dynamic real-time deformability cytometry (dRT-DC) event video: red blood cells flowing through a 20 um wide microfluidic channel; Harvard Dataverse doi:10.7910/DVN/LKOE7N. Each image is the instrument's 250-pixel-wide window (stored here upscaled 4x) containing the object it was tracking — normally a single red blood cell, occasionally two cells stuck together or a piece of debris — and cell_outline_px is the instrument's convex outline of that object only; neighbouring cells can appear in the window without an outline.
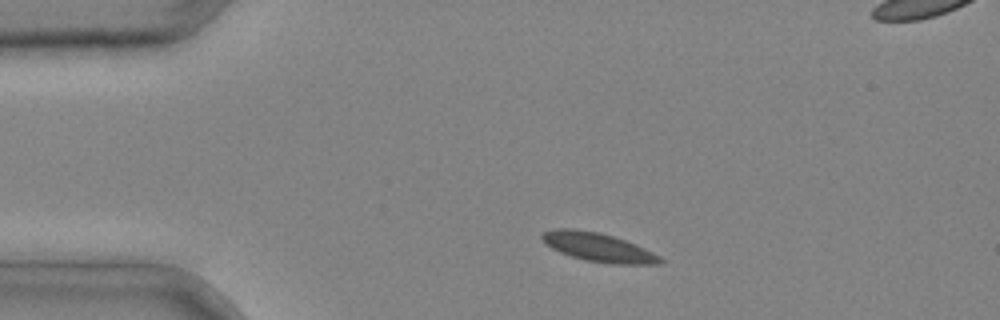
{"species": "common noctule bat (a hibernating species)", "species_latin": "Nyctalus noctula", "temperature_condition": "cold", "stored_images_in_passage": 4, "segment_of_instrument_passage": [1, 2], "camera_frame_rate_fps": 3000, "um_per_image_px": 0.085, "animal": {"sex": "male", "body_mass_g": 20.4}, "frame": {"image": 1, "passage_image": 2, "time_ms": 0.333, "image_size_px": [1000, 320], "cell_outline_px": [[664, 260], [656, 264], [612, 264], [584, 260], [560, 252], [544, 244], [540, 236], [544, 232], [556, 228], [572, 228], [600, 232], [624, 240], [644, 248], [660, 256]], "centroid_in_image_um": [50.81, 21.01], "position_along_channel_um": 34.2, "area_um2": 19.71}}